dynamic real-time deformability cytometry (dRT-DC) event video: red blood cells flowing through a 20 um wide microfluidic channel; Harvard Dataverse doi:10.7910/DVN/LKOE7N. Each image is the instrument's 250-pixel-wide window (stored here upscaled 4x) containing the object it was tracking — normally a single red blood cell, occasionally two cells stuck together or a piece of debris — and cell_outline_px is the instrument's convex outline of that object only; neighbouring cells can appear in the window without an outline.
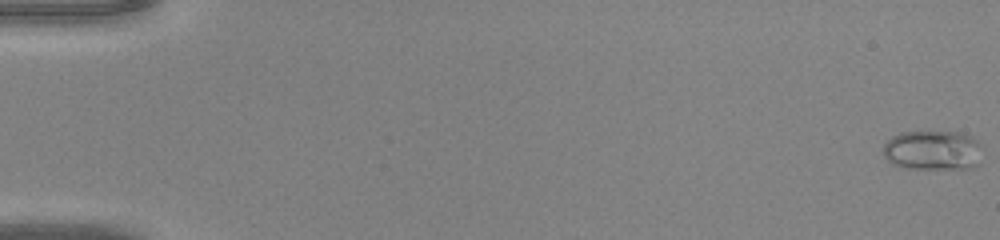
{"species": "common noctule bat (a hibernating species)", "species_latin": "Nyctalus noctula", "temperature_condition": "warm", "stored_images_in_passage": 48, "camera_frame_rate_fps": 3000, "um_per_image_px": 0.085, "animal": {"sex": "male", "body_mass_g": 20.0, "forearm_length_mm": 53.3}, "frame": {"image": 1, "passage_image": 1, "time_ms": 0.0, "image_size_px": [1000, 240], "cell_outline_px": [[984, 148], [980, 164], [976, 168], [908, 168], [892, 164], [884, 156], [884, 144], [892, 136], [900, 132], [960, 132], [972, 136]], "centroid_in_image_um": [79.36, 12.78], "position_along_channel_um": 5.6, "area_um2": 23.29}}
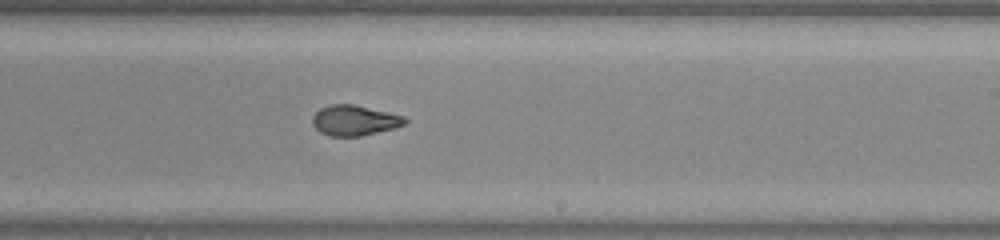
{"frame": {"image": 2, "passage_image": 30, "time_ms": 9.667, "image_size_px": [1000, 240], "cell_outline_px": [[408, 120], [404, 124], [392, 128], [360, 136], [328, 136], [320, 132], [312, 124], [312, 116], [320, 108], [328, 104], [356, 104], [404, 116]], "centroid_in_image_um": [30.09, 10.22], "position_along_channel_um": 258.9, "area_um2": 16.36}}
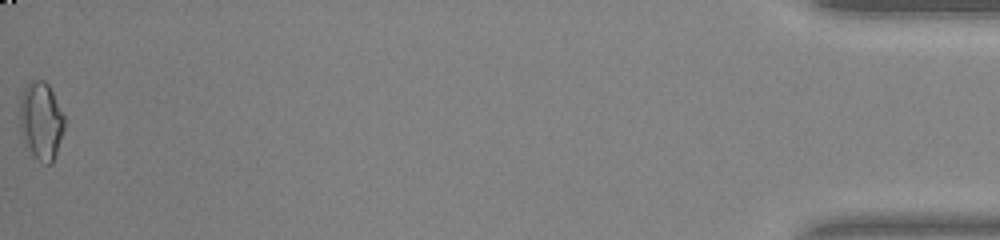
{"frame": {"image": 3, "passage_image": 48, "time_ms": 15.667, "image_size_px": [1000, 240], "cell_outline_px": [[64, 128], [52, 164], [44, 164], [24, 144], [20, 132], [20, 100], [24, 88], [32, 80], [44, 80], [48, 84], [64, 116]], "centroid_in_image_um": [3.47, 10.26], "position_along_channel_um": 431.7, "area_um2": 19.94}}